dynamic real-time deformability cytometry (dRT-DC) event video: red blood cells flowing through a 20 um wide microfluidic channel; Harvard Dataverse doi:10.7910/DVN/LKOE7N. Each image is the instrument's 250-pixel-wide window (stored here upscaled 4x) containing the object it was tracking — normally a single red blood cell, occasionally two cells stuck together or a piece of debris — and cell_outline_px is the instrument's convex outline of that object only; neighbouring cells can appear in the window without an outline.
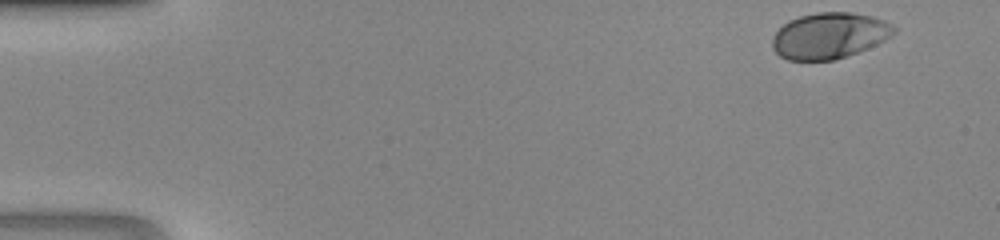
{"species": "human", "species_latin": "Homo sapiens", "temperature_condition": "room temperature", "stored_images_in_passage": 36, "camera_frame_rate_fps": 3000, "um_per_image_px": 0.085, "donor": {"sex": "male"}, "frame": {"image": 1, "passage_image": 1, "time_ms": 0.0, "image_size_px": [1000, 240], "cell_outline_px": [[896, 32], [892, 36], [876, 44], [856, 52], [832, 60], [788, 60], [780, 56], [772, 48], [772, 40], [776, 32], [788, 20], [800, 16], [816, 12], [852, 12], [872, 16], [884, 20], [892, 24], [896, 28]], "centroid_in_image_um": [70.5, 3.01], "position_along_channel_um": 14.5, "area_um2": 32.48}}
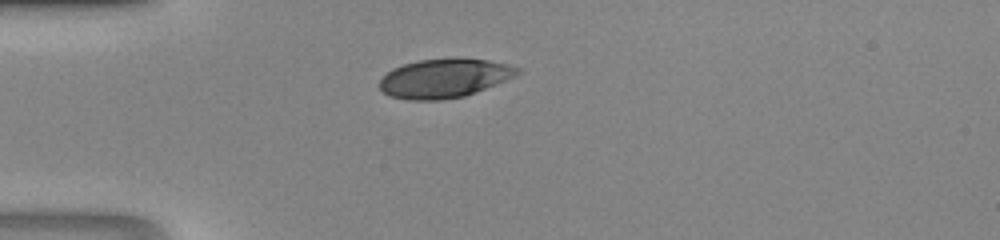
{"frame": {"image": 2, "passage_image": 11, "time_ms": 3.333, "image_size_px": [1000, 240], "cell_outline_px": [[520, 72], [516, 76], [464, 96], [440, 100], [408, 100], [388, 96], [380, 88], [380, 80], [392, 68], [404, 64], [420, 60], [452, 56], [488, 60], [508, 64], [520, 68]], "centroid_in_image_um": [37.77, 6.63], "position_along_channel_um": 47.2, "area_um2": 31.56}}
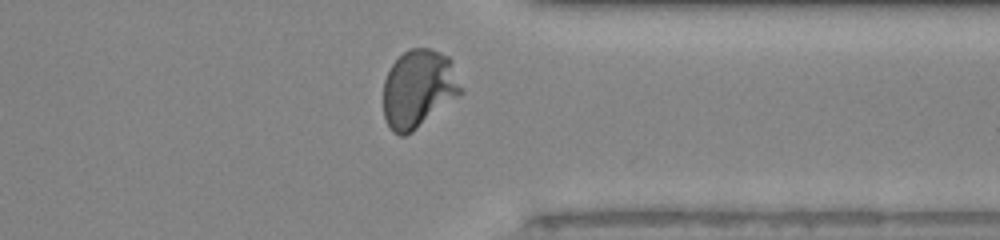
{"frame": {"image": 3, "passage_image": 34, "time_ms": 11.0, "image_size_px": [1000, 240], "cell_outline_px": [[464, 92], [460, 96], [412, 132], [404, 136], [400, 136], [392, 132], [384, 116], [384, 80], [392, 64], [408, 48], [428, 48], [448, 56], [452, 60], [464, 88]], "centroid_in_image_um": [35.61, 7.55], "position_along_channel_um": 375.8, "area_um2": 35.66}}